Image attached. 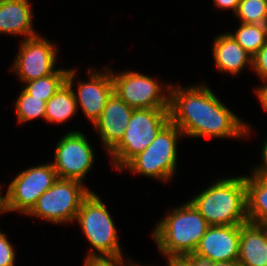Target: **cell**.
I'll return each instance as SVG.
<instances>
[{
  "mask_svg": "<svg viewBox=\"0 0 267 266\" xmlns=\"http://www.w3.org/2000/svg\"><path fill=\"white\" fill-rule=\"evenodd\" d=\"M75 222L79 223L92 249L88 256H122L114 221L98 195L94 192L82 201Z\"/></svg>",
  "mask_w": 267,
  "mask_h": 266,
  "instance_id": "8992f818",
  "label": "cell"
},
{
  "mask_svg": "<svg viewBox=\"0 0 267 266\" xmlns=\"http://www.w3.org/2000/svg\"><path fill=\"white\" fill-rule=\"evenodd\" d=\"M209 266H242L238 260L226 261V262H213Z\"/></svg>",
  "mask_w": 267,
  "mask_h": 266,
  "instance_id": "1f68e13d",
  "label": "cell"
},
{
  "mask_svg": "<svg viewBox=\"0 0 267 266\" xmlns=\"http://www.w3.org/2000/svg\"><path fill=\"white\" fill-rule=\"evenodd\" d=\"M11 70L21 82L53 74L56 69L57 46L41 35L23 39Z\"/></svg>",
  "mask_w": 267,
  "mask_h": 266,
  "instance_id": "8fae6325",
  "label": "cell"
},
{
  "mask_svg": "<svg viewBox=\"0 0 267 266\" xmlns=\"http://www.w3.org/2000/svg\"><path fill=\"white\" fill-rule=\"evenodd\" d=\"M122 256H86L83 266H135L130 259L125 262ZM125 262V263H124ZM129 262V263H128ZM127 264V265H126Z\"/></svg>",
  "mask_w": 267,
  "mask_h": 266,
  "instance_id": "cb8c5ba5",
  "label": "cell"
},
{
  "mask_svg": "<svg viewBox=\"0 0 267 266\" xmlns=\"http://www.w3.org/2000/svg\"><path fill=\"white\" fill-rule=\"evenodd\" d=\"M68 69H57L53 74L25 82L23 90L37 98L48 101L66 82Z\"/></svg>",
  "mask_w": 267,
  "mask_h": 266,
  "instance_id": "ffe728a7",
  "label": "cell"
},
{
  "mask_svg": "<svg viewBox=\"0 0 267 266\" xmlns=\"http://www.w3.org/2000/svg\"><path fill=\"white\" fill-rule=\"evenodd\" d=\"M188 256L192 259L194 266H209L213 263L208 257L196 253H191Z\"/></svg>",
  "mask_w": 267,
  "mask_h": 266,
  "instance_id": "4dcf8cb0",
  "label": "cell"
},
{
  "mask_svg": "<svg viewBox=\"0 0 267 266\" xmlns=\"http://www.w3.org/2000/svg\"><path fill=\"white\" fill-rule=\"evenodd\" d=\"M58 179L52 163L32 166L22 170L10 181L5 195L6 212L27 215L38 198Z\"/></svg>",
  "mask_w": 267,
  "mask_h": 266,
  "instance_id": "9c48e42d",
  "label": "cell"
},
{
  "mask_svg": "<svg viewBox=\"0 0 267 266\" xmlns=\"http://www.w3.org/2000/svg\"><path fill=\"white\" fill-rule=\"evenodd\" d=\"M2 186L0 185V215L6 212L5 195H1Z\"/></svg>",
  "mask_w": 267,
  "mask_h": 266,
  "instance_id": "d6a6232c",
  "label": "cell"
},
{
  "mask_svg": "<svg viewBox=\"0 0 267 266\" xmlns=\"http://www.w3.org/2000/svg\"><path fill=\"white\" fill-rule=\"evenodd\" d=\"M76 70L68 69L66 82L46 103L45 120L51 123H63L78 111L73 90Z\"/></svg>",
  "mask_w": 267,
  "mask_h": 266,
  "instance_id": "ac0fdd59",
  "label": "cell"
},
{
  "mask_svg": "<svg viewBox=\"0 0 267 266\" xmlns=\"http://www.w3.org/2000/svg\"><path fill=\"white\" fill-rule=\"evenodd\" d=\"M111 75L113 92L131 108H169L171 84L128 69L120 74L111 70Z\"/></svg>",
  "mask_w": 267,
  "mask_h": 266,
  "instance_id": "ba28073f",
  "label": "cell"
},
{
  "mask_svg": "<svg viewBox=\"0 0 267 266\" xmlns=\"http://www.w3.org/2000/svg\"><path fill=\"white\" fill-rule=\"evenodd\" d=\"M29 0H0V33L24 38L38 35L33 28Z\"/></svg>",
  "mask_w": 267,
  "mask_h": 266,
  "instance_id": "9a60e30c",
  "label": "cell"
},
{
  "mask_svg": "<svg viewBox=\"0 0 267 266\" xmlns=\"http://www.w3.org/2000/svg\"><path fill=\"white\" fill-rule=\"evenodd\" d=\"M15 100V109L17 114V122L26 123L36 118H44L46 113V101L43 98L34 97L26 93L23 89Z\"/></svg>",
  "mask_w": 267,
  "mask_h": 266,
  "instance_id": "7402d4cb",
  "label": "cell"
},
{
  "mask_svg": "<svg viewBox=\"0 0 267 266\" xmlns=\"http://www.w3.org/2000/svg\"><path fill=\"white\" fill-rule=\"evenodd\" d=\"M190 202L209 226L243 225L249 222L245 175L218 179Z\"/></svg>",
  "mask_w": 267,
  "mask_h": 266,
  "instance_id": "7a4b0ae2",
  "label": "cell"
},
{
  "mask_svg": "<svg viewBox=\"0 0 267 266\" xmlns=\"http://www.w3.org/2000/svg\"><path fill=\"white\" fill-rule=\"evenodd\" d=\"M87 73H89V81H78L77 93L74 88L73 90L77 109L81 106L86 118L94 125L113 93V81L111 69L108 67L103 73L89 67Z\"/></svg>",
  "mask_w": 267,
  "mask_h": 266,
  "instance_id": "7c38bea8",
  "label": "cell"
},
{
  "mask_svg": "<svg viewBox=\"0 0 267 266\" xmlns=\"http://www.w3.org/2000/svg\"><path fill=\"white\" fill-rule=\"evenodd\" d=\"M235 15L240 23L267 24V0H241Z\"/></svg>",
  "mask_w": 267,
  "mask_h": 266,
  "instance_id": "603a6c76",
  "label": "cell"
},
{
  "mask_svg": "<svg viewBox=\"0 0 267 266\" xmlns=\"http://www.w3.org/2000/svg\"><path fill=\"white\" fill-rule=\"evenodd\" d=\"M169 118L188 137L239 139L250 134V125L242 122L204 83L188 88L171 85Z\"/></svg>",
  "mask_w": 267,
  "mask_h": 266,
  "instance_id": "6da1fadb",
  "label": "cell"
},
{
  "mask_svg": "<svg viewBox=\"0 0 267 266\" xmlns=\"http://www.w3.org/2000/svg\"><path fill=\"white\" fill-rule=\"evenodd\" d=\"M230 34L253 57L267 43V24L240 23Z\"/></svg>",
  "mask_w": 267,
  "mask_h": 266,
  "instance_id": "44dd1931",
  "label": "cell"
},
{
  "mask_svg": "<svg viewBox=\"0 0 267 266\" xmlns=\"http://www.w3.org/2000/svg\"><path fill=\"white\" fill-rule=\"evenodd\" d=\"M240 225L209 226L194 253L212 262L238 260Z\"/></svg>",
  "mask_w": 267,
  "mask_h": 266,
  "instance_id": "4fadbf2b",
  "label": "cell"
},
{
  "mask_svg": "<svg viewBox=\"0 0 267 266\" xmlns=\"http://www.w3.org/2000/svg\"><path fill=\"white\" fill-rule=\"evenodd\" d=\"M263 144L264 145L261 151L262 164H260V166L257 165L256 168H253V172L251 173L255 176L267 175V139Z\"/></svg>",
  "mask_w": 267,
  "mask_h": 266,
  "instance_id": "83f0119b",
  "label": "cell"
},
{
  "mask_svg": "<svg viewBox=\"0 0 267 266\" xmlns=\"http://www.w3.org/2000/svg\"><path fill=\"white\" fill-rule=\"evenodd\" d=\"M15 254L11 241L0 230V266H15Z\"/></svg>",
  "mask_w": 267,
  "mask_h": 266,
  "instance_id": "d4e9b609",
  "label": "cell"
},
{
  "mask_svg": "<svg viewBox=\"0 0 267 266\" xmlns=\"http://www.w3.org/2000/svg\"><path fill=\"white\" fill-rule=\"evenodd\" d=\"M252 69L267 82V43L252 57Z\"/></svg>",
  "mask_w": 267,
  "mask_h": 266,
  "instance_id": "484cf974",
  "label": "cell"
},
{
  "mask_svg": "<svg viewBox=\"0 0 267 266\" xmlns=\"http://www.w3.org/2000/svg\"><path fill=\"white\" fill-rule=\"evenodd\" d=\"M238 261L242 266H267V227L250 222L240 225Z\"/></svg>",
  "mask_w": 267,
  "mask_h": 266,
  "instance_id": "e0dca14e",
  "label": "cell"
},
{
  "mask_svg": "<svg viewBox=\"0 0 267 266\" xmlns=\"http://www.w3.org/2000/svg\"><path fill=\"white\" fill-rule=\"evenodd\" d=\"M54 153L51 163L58 178L84 183L95 159V152L86 135L76 130L69 131L58 141Z\"/></svg>",
  "mask_w": 267,
  "mask_h": 266,
  "instance_id": "30bf717a",
  "label": "cell"
},
{
  "mask_svg": "<svg viewBox=\"0 0 267 266\" xmlns=\"http://www.w3.org/2000/svg\"><path fill=\"white\" fill-rule=\"evenodd\" d=\"M170 121L169 108L134 109L121 141L109 152L116 170L143 152Z\"/></svg>",
  "mask_w": 267,
  "mask_h": 266,
  "instance_id": "277c9868",
  "label": "cell"
},
{
  "mask_svg": "<svg viewBox=\"0 0 267 266\" xmlns=\"http://www.w3.org/2000/svg\"><path fill=\"white\" fill-rule=\"evenodd\" d=\"M171 211L152 233L159 252L164 256L194 253L209 224L190 201Z\"/></svg>",
  "mask_w": 267,
  "mask_h": 266,
  "instance_id": "3957f363",
  "label": "cell"
},
{
  "mask_svg": "<svg viewBox=\"0 0 267 266\" xmlns=\"http://www.w3.org/2000/svg\"><path fill=\"white\" fill-rule=\"evenodd\" d=\"M246 201L248 221L267 227V175H246Z\"/></svg>",
  "mask_w": 267,
  "mask_h": 266,
  "instance_id": "d6986e66",
  "label": "cell"
},
{
  "mask_svg": "<svg viewBox=\"0 0 267 266\" xmlns=\"http://www.w3.org/2000/svg\"><path fill=\"white\" fill-rule=\"evenodd\" d=\"M133 110L114 92L108 98L99 119L93 125L107 153L123 138Z\"/></svg>",
  "mask_w": 267,
  "mask_h": 266,
  "instance_id": "5bb4252c",
  "label": "cell"
},
{
  "mask_svg": "<svg viewBox=\"0 0 267 266\" xmlns=\"http://www.w3.org/2000/svg\"><path fill=\"white\" fill-rule=\"evenodd\" d=\"M168 266H194L188 255H166Z\"/></svg>",
  "mask_w": 267,
  "mask_h": 266,
  "instance_id": "4316f807",
  "label": "cell"
},
{
  "mask_svg": "<svg viewBox=\"0 0 267 266\" xmlns=\"http://www.w3.org/2000/svg\"><path fill=\"white\" fill-rule=\"evenodd\" d=\"M240 1L241 0H214V5L221 9H231L235 14Z\"/></svg>",
  "mask_w": 267,
  "mask_h": 266,
  "instance_id": "f1b7e54d",
  "label": "cell"
},
{
  "mask_svg": "<svg viewBox=\"0 0 267 266\" xmlns=\"http://www.w3.org/2000/svg\"><path fill=\"white\" fill-rule=\"evenodd\" d=\"M214 39L212 55L218 71L237 75L246 66L252 68V56L233 38L230 32L220 34Z\"/></svg>",
  "mask_w": 267,
  "mask_h": 266,
  "instance_id": "2e32d148",
  "label": "cell"
},
{
  "mask_svg": "<svg viewBox=\"0 0 267 266\" xmlns=\"http://www.w3.org/2000/svg\"><path fill=\"white\" fill-rule=\"evenodd\" d=\"M255 92L258 100L261 103L260 105H262L264 111L267 112V82H264L259 88H255Z\"/></svg>",
  "mask_w": 267,
  "mask_h": 266,
  "instance_id": "f546056e",
  "label": "cell"
},
{
  "mask_svg": "<svg viewBox=\"0 0 267 266\" xmlns=\"http://www.w3.org/2000/svg\"><path fill=\"white\" fill-rule=\"evenodd\" d=\"M90 192L91 190L78 180L58 178L53 186L38 198L26 216L41 218L54 224L72 223L82 201Z\"/></svg>",
  "mask_w": 267,
  "mask_h": 266,
  "instance_id": "52a82bcc",
  "label": "cell"
},
{
  "mask_svg": "<svg viewBox=\"0 0 267 266\" xmlns=\"http://www.w3.org/2000/svg\"><path fill=\"white\" fill-rule=\"evenodd\" d=\"M183 132L170 121L159 131L154 141L133 157L122 169L134 174L157 178L168 182L177 170V141Z\"/></svg>",
  "mask_w": 267,
  "mask_h": 266,
  "instance_id": "5b68a950",
  "label": "cell"
}]
</instances>
